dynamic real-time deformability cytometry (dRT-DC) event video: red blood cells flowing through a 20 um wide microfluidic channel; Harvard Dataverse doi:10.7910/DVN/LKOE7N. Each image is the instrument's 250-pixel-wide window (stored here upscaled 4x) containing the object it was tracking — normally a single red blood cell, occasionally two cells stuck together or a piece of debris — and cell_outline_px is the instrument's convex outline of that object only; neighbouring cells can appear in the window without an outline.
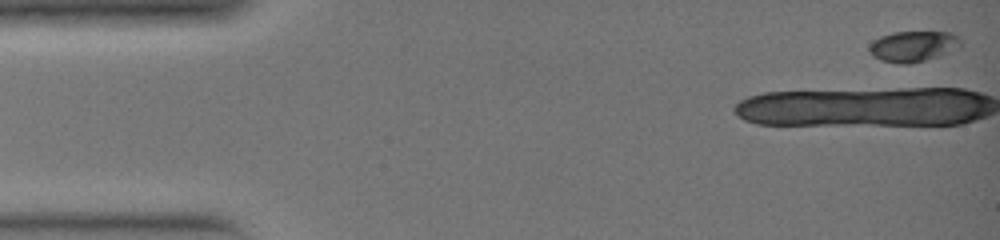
{"species": "common noctule bat (a hibernating species)", "species_latin": "Nyctalus noctula", "temperature_condition": "warm", "stored_images_in_passage": 9, "camera_frame_rate_fps": 3000, "um_per_image_px": 0.085, "animal": {"sex": "female", "body_mass_g": 19.0, "forearm_length_mm": 51.5}, "frame": {"image": 1, "passage_image": 1, "time_ms": 0.0, "image_size_px": [1000, 240], "cell_outline_px": [[960, 44], [948, 52], [940, 56], [908, 64], [900, 64], [880, 60], [872, 56], [868, 52], [868, 48], [872, 40], [880, 36], [892, 32], [952, 32], [960, 36]], "centroid_in_image_um": [77.56, 3.93], "position_along_channel_um": 7.4, "area_um2": 16.47}}